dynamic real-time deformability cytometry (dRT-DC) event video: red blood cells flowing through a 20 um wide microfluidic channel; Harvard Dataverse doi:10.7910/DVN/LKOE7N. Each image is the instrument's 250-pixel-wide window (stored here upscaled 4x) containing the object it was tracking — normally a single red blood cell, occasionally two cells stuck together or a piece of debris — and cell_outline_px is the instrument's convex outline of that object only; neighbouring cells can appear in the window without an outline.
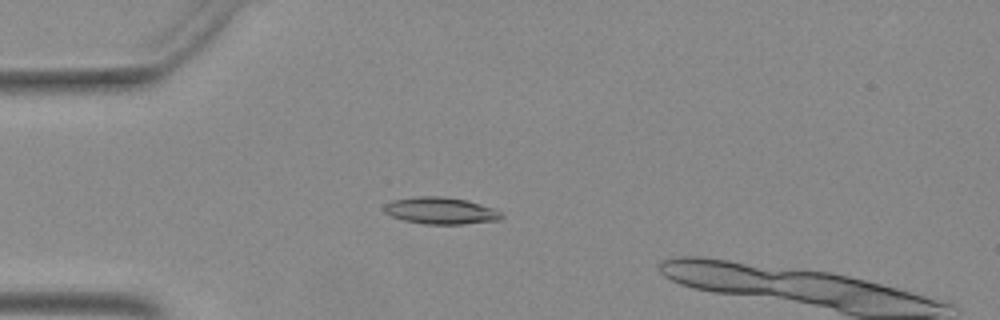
{"species": "Egyptian fruit bat (a non-hibernating species)", "species_latin": "Rousettus aegyptiacus", "temperature_condition": "warm", "stored_images_in_passage": 34, "camera_frame_rate_fps": 3000, "um_per_image_px": 0.085, "animal": {"sex": "female"}, "frame": {"image": 1, "passage_image": 2, "time_ms": 0.333, "image_size_px": [1000, 320], "cell_outline_px": [[504, 216], [500, 220], [464, 224], [424, 224], [404, 220], [392, 216], [384, 212], [384, 204], [392, 200], [420, 196], [440, 196], [468, 200], [496, 208], [504, 212]], "centroid_in_image_um": [37.53, 17.91], "position_along_channel_um": 47.5, "area_um2": 18.61}}
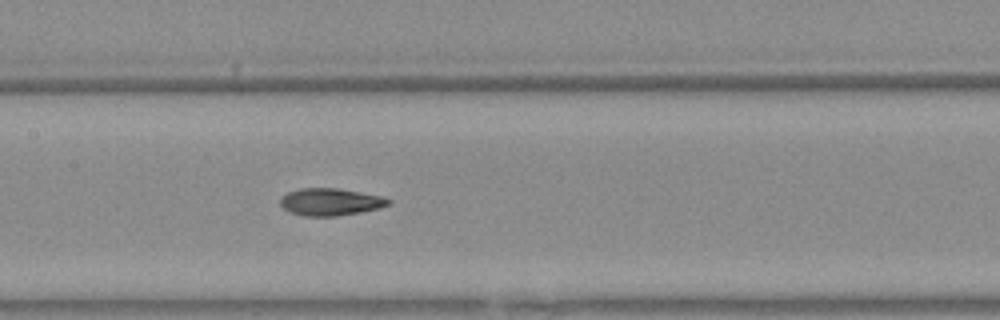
{"frame": {"image": 2, "passage_image": 13, "time_ms": 4.0, "image_size_px": [1000, 320], "cell_outline_px": [[392, 204], [380, 208], [360, 212], [336, 216], [304, 216], [288, 212], [280, 204], [280, 196], [288, 192], [300, 188], [336, 188], [360, 192], [380, 196], [392, 200]], "centroid_in_image_um": [28.07, 17.16], "position_along_channel_um": 179.3, "area_um2": 17.28}}
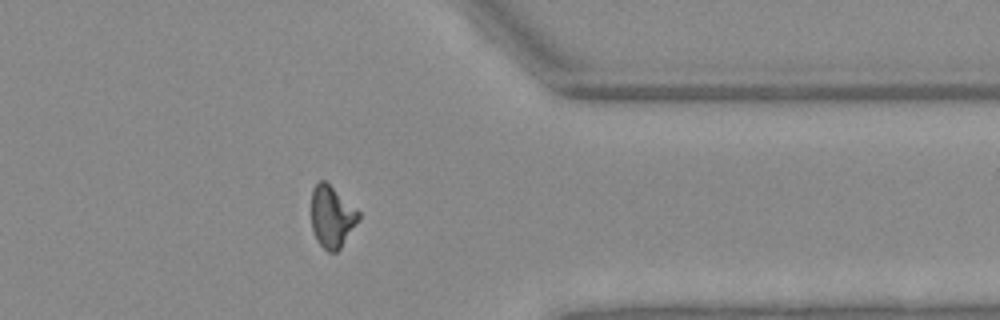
{"frame": {"image": 3, "passage_image": 29, "time_ms": 9.333, "image_size_px": [1000, 320], "cell_outline_px": [[360, 220], [340, 248], [336, 252], [328, 252], [316, 240], [312, 228], [312, 188], [320, 180], [324, 180], [360, 212]], "centroid_in_image_um": [28.22, 18.44], "position_along_channel_um": 383.2, "area_um2": 16.88}}